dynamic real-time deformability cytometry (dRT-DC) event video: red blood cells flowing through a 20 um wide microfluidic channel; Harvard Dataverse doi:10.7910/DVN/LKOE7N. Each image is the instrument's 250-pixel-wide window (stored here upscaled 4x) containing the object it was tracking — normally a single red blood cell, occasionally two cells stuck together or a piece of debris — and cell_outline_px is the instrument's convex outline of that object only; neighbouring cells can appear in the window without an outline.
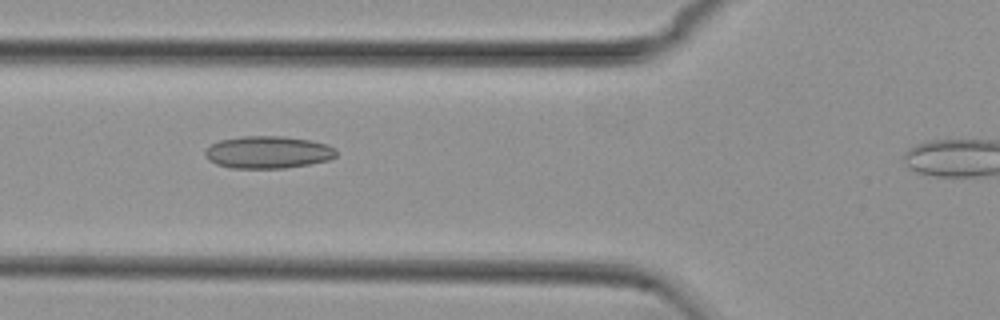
{"species": "common noctule bat (a hibernating species)", "species_latin": "Nyctalus noctula", "temperature_condition": "cold", "stored_images_in_passage": 40, "camera_frame_rate_fps": 3000, "um_per_image_px": 0.085, "animal": {"sex": "female", "body_mass_g": 29.2, "forearm_length_mm": 56.3}, "frame": {"image": 1, "passage_image": 13, "time_ms": 4.0, "image_size_px": [1000, 320], "cell_outline_px": [[336, 156], [328, 160], [308, 164], [284, 168], [232, 168], [216, 164], [208, 160], [204, 156], [204, 152], [212, 144], [220, 140], [244, 136], [284, 136], [312, 140], [328, 144], [336, 148]], "centroid_in_image_um": [22.79, 12.93], "position_along_channel_um": 103.0, "area_um2": 24.8}}
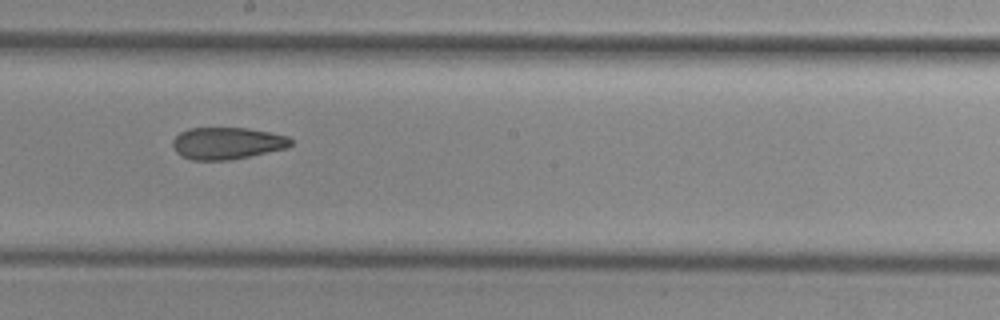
{"frame": {"image": 2, "passage_image": 23, "time_ms": 7.333, "image_size_px": [1000, 320], "cell_outline_px": [[292, 144], [288, 148], [232, 160], [192, 160], [180, 156], [176, 152], [172, 144], [172, 140], [180, 132], [188, 128], [248, 128], [288, 136], [292, 140]], "centroid_in_image_um": [19.3, 12.18], "position_along_channel_um": 228.9, "area_um2": 22.2}}
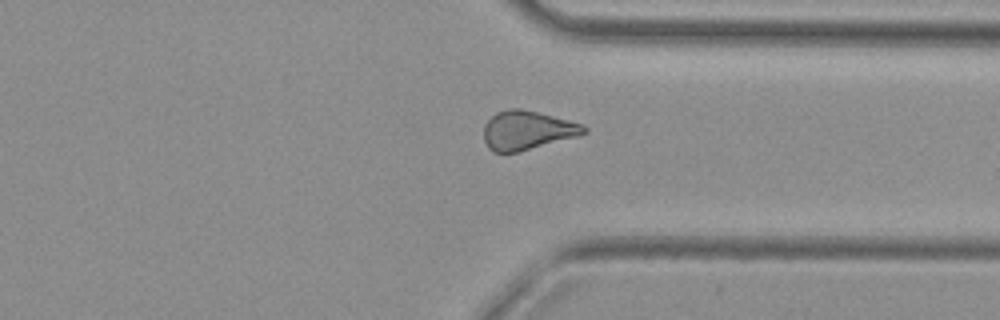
{"frame": {"image": 3, "passage_image": 34, "time_ms": 11.0, "image_size_px": [1000, 320], "cell_outline_px": [[588, 132], [580, 136], [520, 152], [492, 152], [488, 148], [484, 140], [484, 124], [496, 112], [508, 108], [520, 108], [584, 124], [588, 128]], "centroid_in_image_um": [44.83, 11.09], "position_along_channel_um": 366.6, "area_um2": 23.0}, "authors_computed_cell_mechanics": {"area_um2": 22.9755, "velocity_mm_per_s": 3.7652, "shape_relaxation_time_tau1_ms": null, "shape_relaxation_time_tau2_ms": 3.4484, "deformation_change_tau1": null, "deformation_change_tau2": 0.114}}